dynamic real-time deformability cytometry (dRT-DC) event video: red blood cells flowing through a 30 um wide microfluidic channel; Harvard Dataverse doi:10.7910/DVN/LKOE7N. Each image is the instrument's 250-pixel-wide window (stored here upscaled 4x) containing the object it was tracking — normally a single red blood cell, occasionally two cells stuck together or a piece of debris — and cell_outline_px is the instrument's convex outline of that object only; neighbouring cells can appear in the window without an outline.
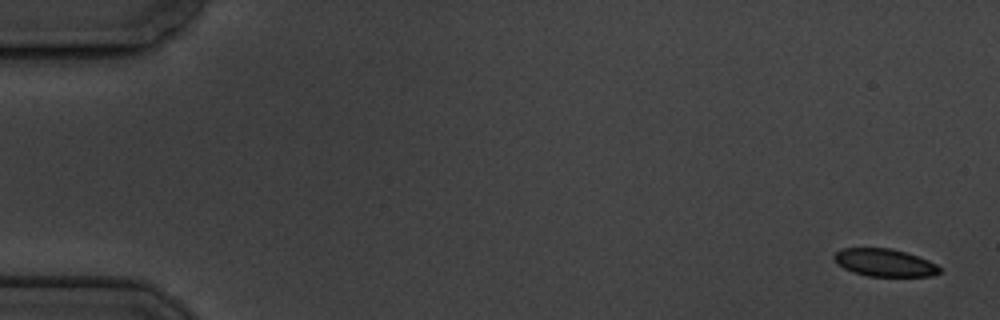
{"species": "common noctule bat (a hibernating species)", "species_latin": "Nyctalus noctula", "temperature_condition": "cold", "stored_images_in_passage": 6, "camera_frame_rate_fps": 3000, "um_per_image_px": 0.085, "animal": {"sex": "male", "body_mass_g": 19.5, "forearm_length_mm": 54.6}, "frame": {"image": 1, "passage_image": 1, "time_ms": 0.0, "image_size_px": [1000, 320], "cell_outline_px": [[940, 272], [932, 276], [868, 276], [852, 272], [844, 268], [832, 256], [840, 248], [892, 248], [928, 260], [936, 264], [940, 268]], "centroid_in_image_um": [75.18, 22.32], "position_along_channel_um": 9.8, "area_um2": 16.82}}